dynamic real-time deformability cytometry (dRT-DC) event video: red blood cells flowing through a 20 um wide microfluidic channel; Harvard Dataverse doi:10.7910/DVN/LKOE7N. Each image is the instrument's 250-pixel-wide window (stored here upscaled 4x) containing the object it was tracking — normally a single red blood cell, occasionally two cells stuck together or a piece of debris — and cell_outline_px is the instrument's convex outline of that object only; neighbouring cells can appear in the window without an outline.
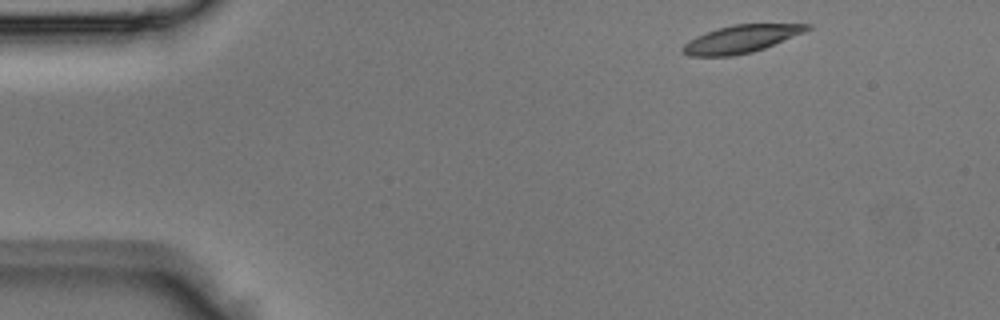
{"species": "Egyptian fruit bat (a non-hibernating species)", "species_latin": "Rousettus aegyptiacus", "temperature_condition": "room temperature", "stored_images_in_passage": 3, "camera_frame_rate_fps": 3000, "um_per_image_px": 0.085, "animal": {"sex": "male"}, "frame": {"image": 1, "passage_image": 1, "time_ms": 0.0, "image_size_px": [1000, 320], "cell_outline_px": [[812, 28], [804, 32], [764, 48], [752, 52], [732, 56], [688, 56], [680, 52], [680, 48], [684, 44], [696, 36], [732, 24], [812, 24]], "centroid_in_image_um": [62.96, 3.32], "position_along_channel_um": 22.0, "area_um2": 19.88}}
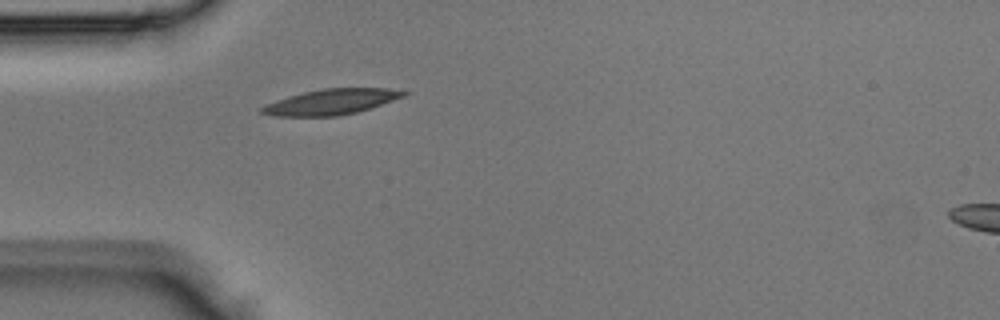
{"frame": {"image": 2, "passage_image": 3, "time_ms": 0.667, "image_size_px": [1000, 320], "cell_outline_px": [[412, 92], [404, 96], [356, 112], [336, 116], [272, 116], [260, 112], [260, 108], [276, 100], [288, 96], [304, 92], [324, 88], [388, 88]], "centroid_in_image_um": [28.14, 8.65], "position_along_channel_um": 56.9, "area_um2": 20.81}}